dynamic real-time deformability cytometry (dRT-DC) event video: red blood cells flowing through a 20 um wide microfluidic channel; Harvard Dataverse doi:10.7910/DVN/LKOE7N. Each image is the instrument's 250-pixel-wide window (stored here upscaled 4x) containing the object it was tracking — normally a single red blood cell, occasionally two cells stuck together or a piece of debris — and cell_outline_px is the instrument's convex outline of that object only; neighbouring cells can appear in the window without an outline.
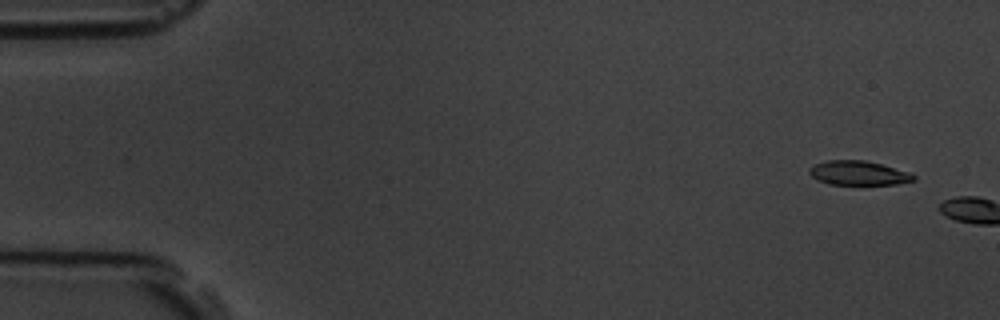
{"species": "common noctule bat (a hibernating species)", "species_latin": "Nyctalus noctula", "temperature_condition": "room temperature", "stored_images_in_passage": 2, "camera_frame_rate_fps": 3000, "um_per_image_px": 0.085, "animal": {"sex": "male", "body_mass_g": 19.5, "forearm_length_mm": 54.6}, "frame": {"image": 1, "passage_image": 1, "time_ms": 0.0, "image_size_px": [1000, 320], "cell_outline_px": [[916, 180], [896, 184], [828, 184], [816, 180], [808, 172], [808, 168], [816, 164], [828, 160], [864, 160], [912, 172], [916, 176]], "centroid_in_image_um": [72.98, 14.71], "position_along_channel_um": 12.0, "area_um2": 14.8}}